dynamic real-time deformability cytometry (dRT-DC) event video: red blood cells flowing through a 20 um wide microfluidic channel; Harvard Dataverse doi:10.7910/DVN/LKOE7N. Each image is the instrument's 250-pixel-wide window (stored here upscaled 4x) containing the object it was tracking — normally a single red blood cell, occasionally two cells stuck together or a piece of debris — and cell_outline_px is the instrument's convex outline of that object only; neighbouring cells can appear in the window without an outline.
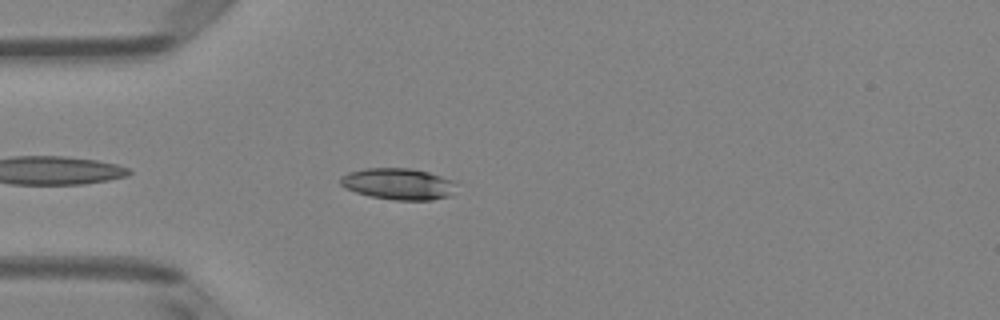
{"species": "Egyptian fruit bat (a non-hibernating species)", "species_latin": "Rousettus aegyptiacus", "temperature_condition": "room temperature", "stored_images_in_passage": 39, "camera_frame_rate_fps": 3000, "um_per_image_px": 0.085, "animal": {"sex": "female"}, "frame": {"image": 1, "passage_image": 3, "time_ms": 0.667, "image_size_px": [1000, 320], "cell_outline_px": [[460, 180], [452, 196], [432, 200], [392, 200], [372, 196], [356, 192], [344, 188], [340, 184], [340, 176], [348, 172], [364, 168], [412, 168]], "centroid_in_image_um": [33.94, 15.62], "position_along_channel_um": 51.1, "area_um2": 21.85}}
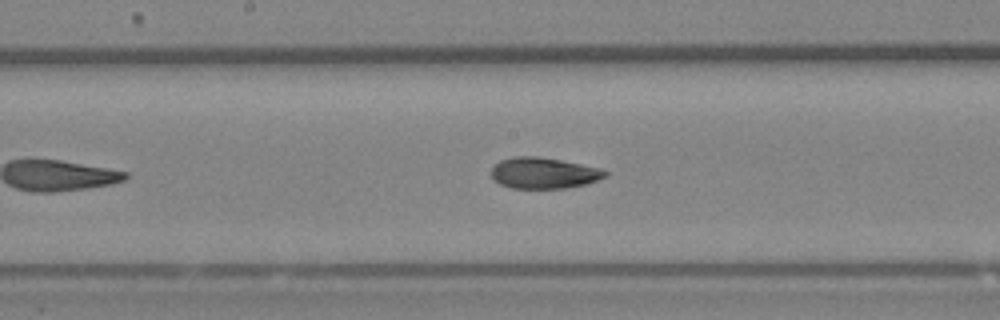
{"frame": {"image": 2, "passage_image": 15, "time_ms": 4.667, "image_size_px": [1000, 320], "cell_outline_px": [[608, 176], [588, 184], [564, 188], [512, 188], [500, 184], [492, 180], [492, 168], [500, 160], [516, 156], [536, 156], [560, 160], [600, 168], [608, 172]], "centroid_in_image_um": [46.23, 14.71], "position_along_channel_um": 202.0, "area_um2": 20.63}}
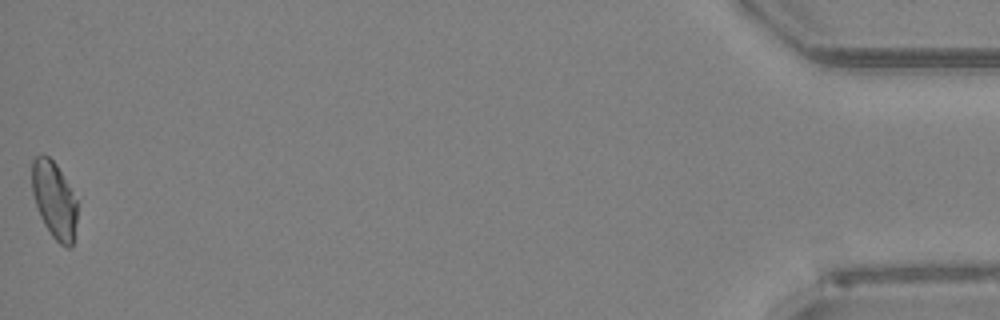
{"frame": {"image": 3, "passage_image": 39, "time_ms": 12.667, "image_size_px": [1000, 320], "cell_outline_px": [[76, 220], [72, 244], [68, 248], [60, 244], [52, 236], [44, 224], [40, 216], [32, 192], [32, 160], [36, 156], [48, 156], [56, 164], [72, 192], [76, 200]], "centroid_in_image_um": [4.59, 17.0], "position_along_channel_um": 430.6, "area_um2": 19.77}, "authors_computed_cell_mechanics": {"area_um2": 20.9236, "velocity_mm_per_s": 4.0438, "shape_relaxation_time_tau1_ms": 6.7994, "shape_relaxation_time_tau2_ms": 1.9156, "deformation_change_tau1": 0.1635, "deformation_change_tau2": 0.0717}}